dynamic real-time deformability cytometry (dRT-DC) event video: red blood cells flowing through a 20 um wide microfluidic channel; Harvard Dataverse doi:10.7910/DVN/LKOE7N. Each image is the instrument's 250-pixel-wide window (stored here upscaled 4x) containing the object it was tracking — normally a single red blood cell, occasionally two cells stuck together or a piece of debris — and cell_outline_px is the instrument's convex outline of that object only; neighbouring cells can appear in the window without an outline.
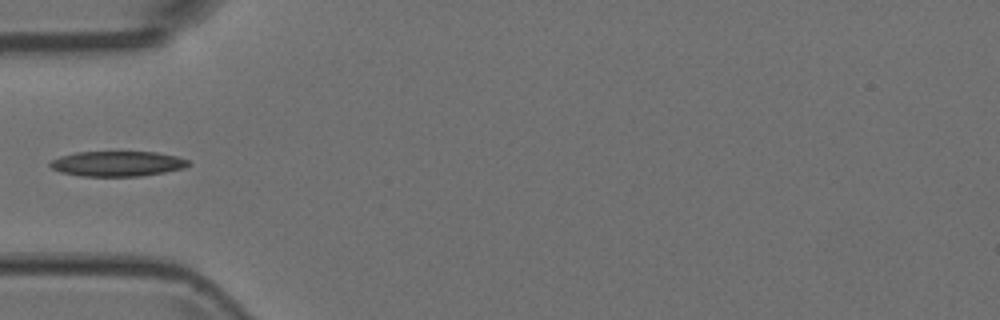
{"species": "Egyptian fruit bat (a non-hibernating species)", "species_latin": "Rousettus aegyptiacus", "temperature_condition": "room temperature", "stored_images_in_passage": 6, "camera_frame_rate_fps": 3000, "um_per_image_px": 0.085, "animal": {"sex": "female"}, "frame": {"image": 1, "passage_image": 4, "time_ms": 1.0, "image_size_px": [1000, 320], "cell_outline_px": [[192, 164], [184, 168], [164, 172], [140, 176], [84, 176], [60, 172], [52, 168], [48, 164], [52, 160], [60, 156], [76, 152], [156, 152], [176, 156], [188, 160]], "centroid_in_image_um": [9.99, 13.91], "position_along_channel_um": 75.0, "area_um2": 20.23}}
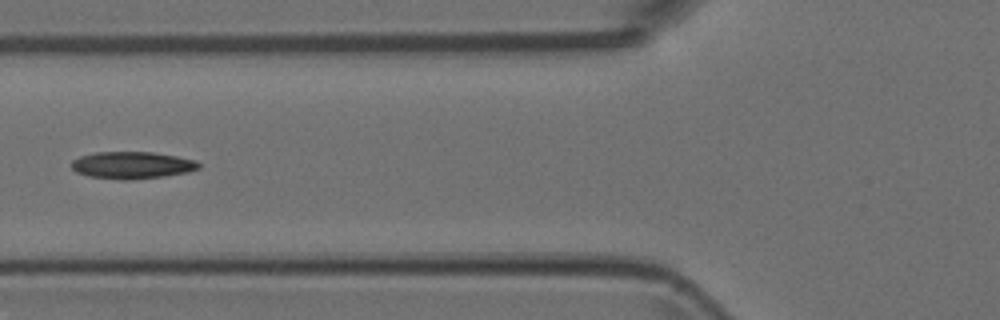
{"frame": {"image": 2, "passage_image": 5, "time_ms": 1.333, "image_size_px": [1000, 320], "cell_outline_px": [[200, 168], [188, 172], [164, 176], [132, 180], [120, 180], [88, 176], [76, 172], [72, 168], [72, 160], [80, 156], [96, 152], [152, 152], [176, 156], [196, 160], [200, 164]], "centroid_in_image_um": [11.23, 14.04], "position_along_channel_um": 114.6, "area_um2": 20.17}}
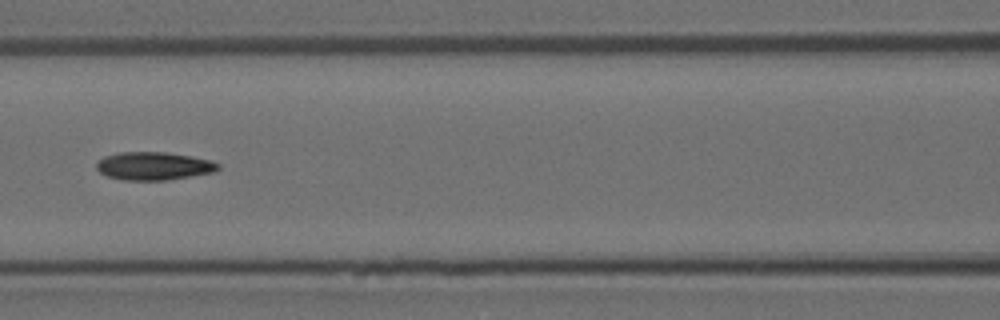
{"frame": {"image": 3, "passage_image": 6, "time_ms": 1.667, "image_size_px": [1000, 320], "cell_outline_px": [[220, 168], [216, 172], [168, 180], [124, 180], [108, 176], [100, 172], [96, 168], [96, 164], [104, 156], [120, 152], [164, 152], [192, 156], [212, 160], [220, 164]], "centroid_in_image_um": [13.12, 14.11], "position_along_channel_um": 153.5, "area_um2": 20.0}}